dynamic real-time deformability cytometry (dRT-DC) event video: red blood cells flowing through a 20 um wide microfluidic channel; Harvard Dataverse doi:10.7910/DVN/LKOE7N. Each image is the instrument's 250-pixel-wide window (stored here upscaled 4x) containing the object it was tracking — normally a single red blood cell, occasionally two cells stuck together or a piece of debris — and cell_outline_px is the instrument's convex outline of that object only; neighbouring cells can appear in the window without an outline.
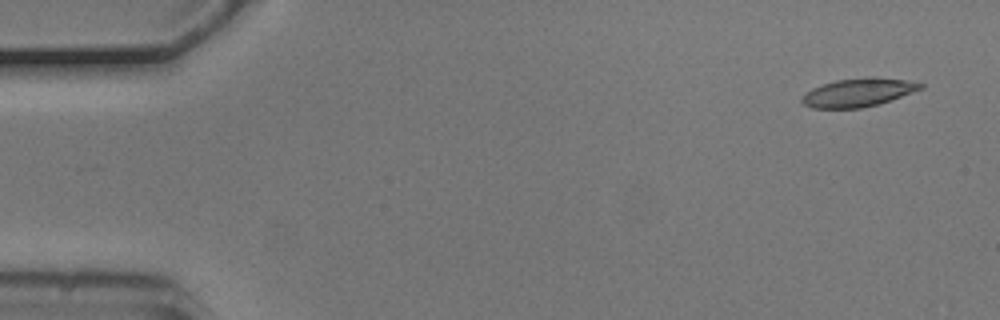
{"species": "common noctule bat (a hibernating species)", "species_latin": "Nyctalus noctula", "temperature_condition": "cold", "stored_images_in_passage": 6, "camera_frame_rate_fps": 3000, "um_per_image_px": 0.085, "animal": {"sex": "male", "body_mass_g": 20.5, "forearm_length_mm": 52.5}, "frame": {"image": 1, "passage_image": 1, "time_ms": 0.0, "image_size_px": [1000, 320], "cell_outline_px": [[924, 88], [880, 104], [860, 108], [812, 108], [804, 104], [800, 100], [804, 92], [812, 88], [836, 80], [876, 76], [904, 80], [924, 84]], "centroid_in_image_um": [72.94, 7.86], "position_along_channel_um": 12.1, "area_um2": 19.65}}
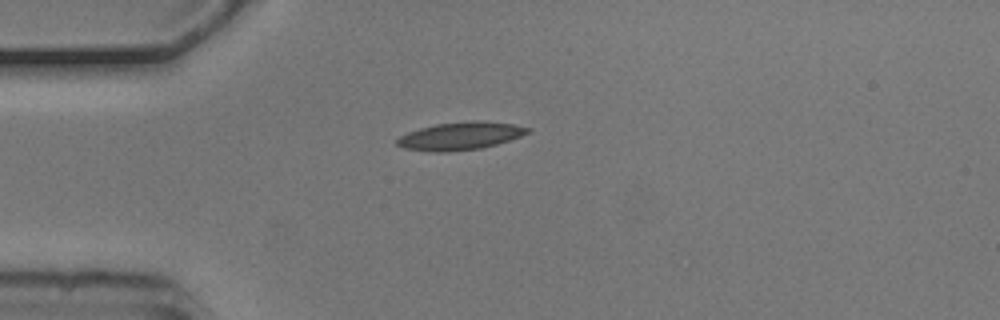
{"frame": {"image": 2, "passage_image": 4, "time_ms": 1.0, "image_size_px": [1000, 320], "cell_outline_px": [[532, 132], [496, 144], [480, 148], [448, 152], [432, 152], [404, 148], [396, 144], [396, 140], [400, 136], [408, 132], [420, 128], [436, 124], [472, 120], [484, 120], [512, 124], [532, 128]], "centroid_in_image_um": [39.14, 11.55], "position_along_channel_um": 45.9, "area_um2": 21.21}}